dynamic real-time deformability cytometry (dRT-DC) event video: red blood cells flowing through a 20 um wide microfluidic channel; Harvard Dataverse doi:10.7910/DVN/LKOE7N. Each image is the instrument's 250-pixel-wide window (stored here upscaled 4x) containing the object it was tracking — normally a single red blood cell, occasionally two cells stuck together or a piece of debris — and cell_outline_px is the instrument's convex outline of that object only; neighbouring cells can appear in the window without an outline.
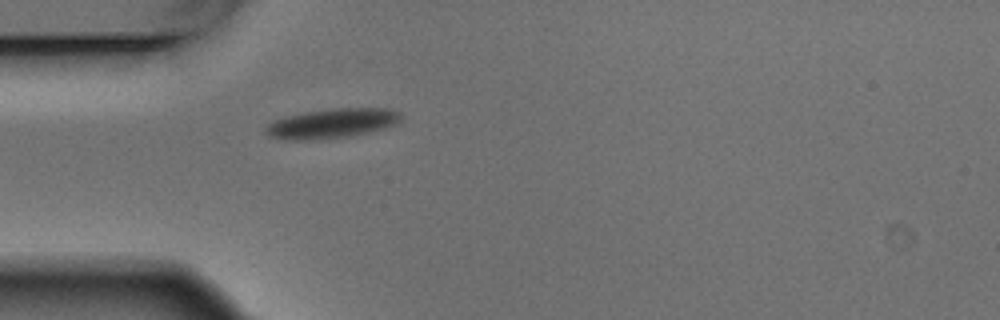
{"species": "Egyptian fruit bat (a non-hibernating species)", "species_latin": "Rousettus aegyptiacus", "temperature_condition": "warm", "stored_images_in_passage": 1, "camera_frame_rate_fps": 3000, "um_per_image_px": 0.085, "animal": {"sex": "male"}, "frame": {"image": 1, "passage_image": 1, "time_ms": 0.0, "image_size_px": [1000, 320], "cell_outline_px": [[400, 120], [396, 124], [384, 128], [344, 136], [308, 140], [288, 140], [272, 136], [264, 128], [268, 124], [284, 116], [304, 112], [332, 108], [388, 108], [400, 112]], "centroid_in_image_um": [28.22, 10.46], "position_along_channel_um": 56.8, "area_um2": 22.83}}